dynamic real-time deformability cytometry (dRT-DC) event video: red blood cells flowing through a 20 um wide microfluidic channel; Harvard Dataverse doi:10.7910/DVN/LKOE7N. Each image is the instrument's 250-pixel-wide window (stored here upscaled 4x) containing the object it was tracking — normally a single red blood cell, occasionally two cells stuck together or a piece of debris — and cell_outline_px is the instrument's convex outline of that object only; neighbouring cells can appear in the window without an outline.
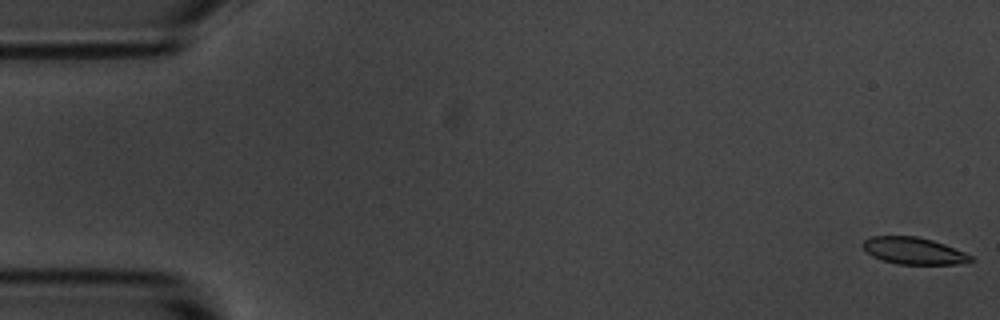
{"species": "common noctule bat (a hibernating species)", "species_latin": "Nyctalus noctula", "temperature_condition": "room temperature", "stored_images_in_passage": 56, "camera_frame_rate_fps": 3000, "um_per_image_px": 0.085, "animal": {"sex": "male", "body_mass_g": 20.1, "forearm_length_mm": 53.5}, "frame": {"image": 1, "passage_image": 1, "time_ms": 0.0, "image_size_px": [1000, 320], "cell_outline_px": [[976, 260], [956, 264], [896, 264], [872, 256], [860, 244], [864, 240], [872, 236], [916, 236], [932, 240], [944, 244], [964, 252], [972, 256]], "centroid_in_image_um": [77.66, 21.32], "position_along_channel_um": 7.3, "area_um2": 16.82}}
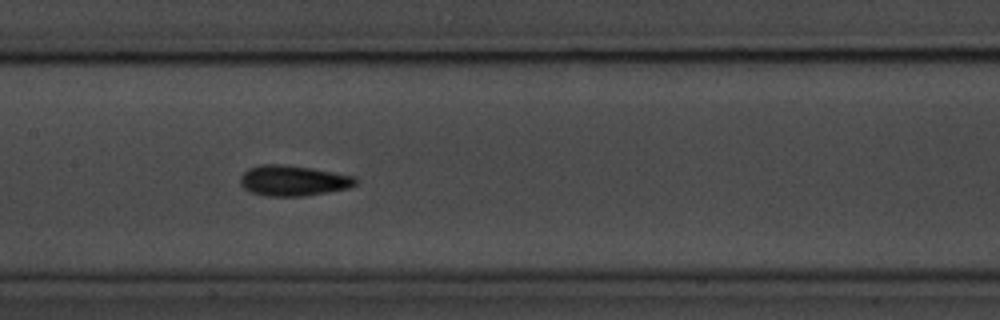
{"frame": {"image": 2, "passage_image": 27, "time_ms": 8.667, "image_size_px": [1000, 320], "cell_outline_px": [[360, 180], [356, 184], [348, 188], [328, 192], [304, 196], [264, 196], [252, 192], [244, 188], [240, 184], [240, 176], [248, 168], [260, 164], [284, 164], [312, 168], [356, 176]], "centroid_in_image_um": [24.94, 15.34], "position_along_channel_um": 182.5, "area_um2": 20.75}}
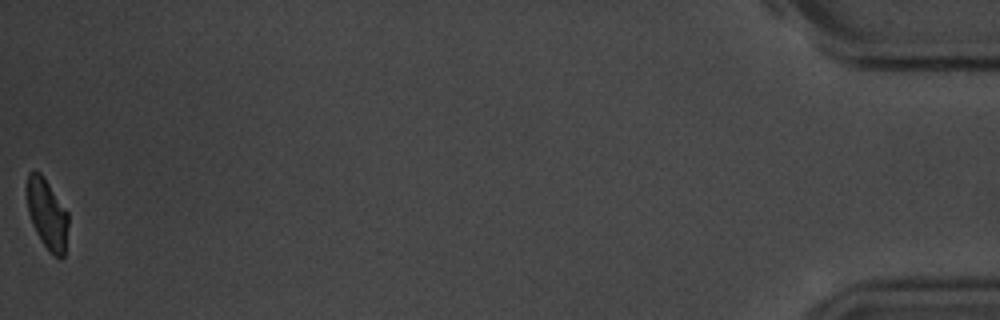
{"frame": {"image": 3, "passage_image": 56, "time_ms": 18.333, "image_size_px": [1000, 320], "cell_outline_px": [[68, 224], [64, 256], [60, 260], [48, 252], [40, 240], [32, 224], [28, 212], [28, 172], [40, 172], [68, 212]], "centroid_in_image_um": [4.03, 18.28], "position_along_channel_um": 431.2, "area_um2": 16.76}, "authors_computed_cell_mechanics": {"area_um2": 18.9295, "velocity_mm_per_s": 3.598, "shape_relaxation_time_tau1_ms": 4.2119, "shape_relaxation_time_tau2_ms": 2.1063, "deformation_change_tau1": 0.1162, "deformation_change_tau2": 0.0681}}